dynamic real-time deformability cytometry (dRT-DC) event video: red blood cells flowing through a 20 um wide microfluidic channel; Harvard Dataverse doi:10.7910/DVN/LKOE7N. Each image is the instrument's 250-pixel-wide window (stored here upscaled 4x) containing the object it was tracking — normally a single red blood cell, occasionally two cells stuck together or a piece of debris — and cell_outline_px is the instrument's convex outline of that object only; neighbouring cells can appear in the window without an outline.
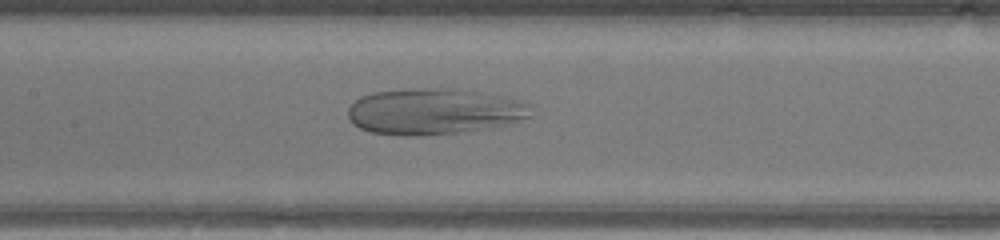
{"species": "human", "species_latin": "Homo sapiens", "temperature_condition": "warm", "stored_images_in_passage": 40, "camera_frame_rate_fps": 3000, "um_per_image_px": 0.085, "donor": {"sex": "male"}, "frame": {"image": 1, "passage_image": 15, "time_ms": 4.667, "image_size_px": [1000, 240], "cell_outline_px": [[532, 116], [504, 124], [456, 132], [424, 136], [416, 136], [372, 132], [360, 128], [348, 116], [348, 108], [360, 96], [372, 92], [416, 88], [456, 88], [500, 96], [520, 100], [528, 104]], "centroid_in_image_um": [36.86, 9.45], "position_along_channel_um": 170.5, "area_um2": 48.44}}
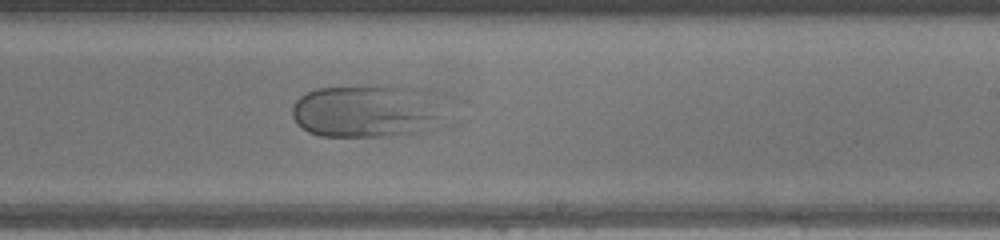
{"frame": {"image": 2, "passage_image": 21, "time_ms": 6.667, "image_size_px": [1000, 240], "cell_outline_px": [[456, 124], [424, 132], [392, 136], [320, 136], [308, 132], [296, 124], [292, 116], [292, 104], [300, 96], [316, 88], [372, 84], [396, 84], [420, 88]], "centroid_in_image_um": [31.29, 9.45], "position_along_channel_um": 257.7, "area_um2": 49.25}}
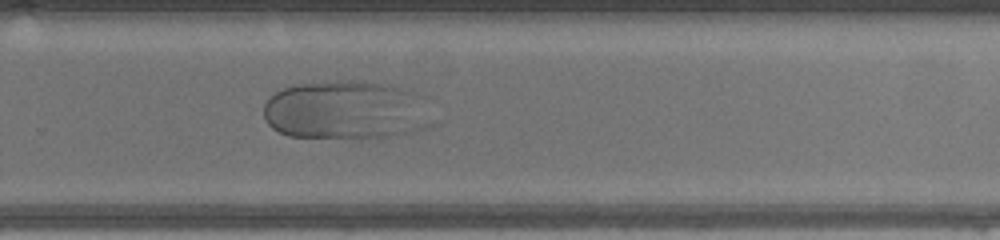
{"frame": {"image": 3, "passage_image": 24, "time_ms": 7.667, "image_size_px": [1000, 240], "cell_outline_px": [[432, 124], [424, 128], [412, 132], [384, 136], [288, 136], [272, 128], [268, 124], [264, 116], [264, 104], [276, 92], [284, 88], [296, 84], [336, 80], [364, 80], [412, 88], [424, 92], [432, 96]], "centroid_in_image_um": [29.6, 9.29], "position_along_channel_um": 300.2, "area_um2": 58.96}}